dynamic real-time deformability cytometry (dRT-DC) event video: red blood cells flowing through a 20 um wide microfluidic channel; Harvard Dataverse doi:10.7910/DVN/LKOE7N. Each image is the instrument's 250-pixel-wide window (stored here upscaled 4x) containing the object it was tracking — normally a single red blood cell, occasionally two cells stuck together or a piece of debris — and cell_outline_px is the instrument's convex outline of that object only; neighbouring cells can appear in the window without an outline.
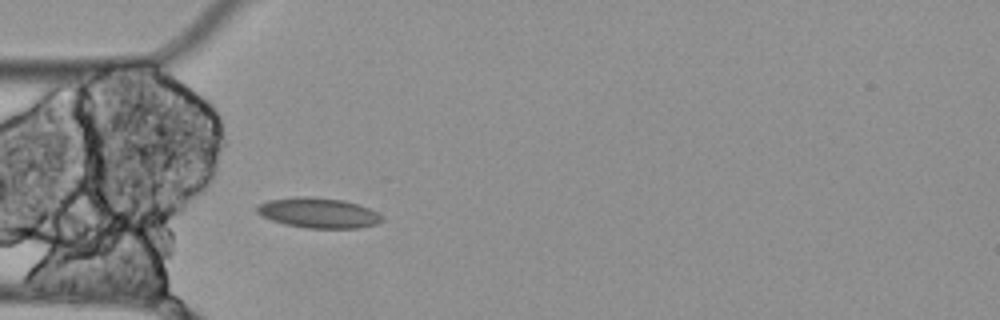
{"species": "Egyptian fruit bat (a non-hibernating species)", "species_latin": "Rousettus aegyptiacus", "temperature_condition": "cold", "stored_images_in_passage": 5, "camera_frame_rate_fps": 3000, "um_per_image_px": 0.085, "animal": {"sex": "female"}, "frame": {"image": 1, "passage_image": 5, "time_ms": 1.333, "image_size_px": [1000, 320], "cell_outline_px": [[384, 220], [376, 224], [360, 228], [308, 228], [284, 224], [272, 220], [256, 212], [256, 208], [260, 204], [268, 200], [296, 196], [308, 196], [344, 200], [368, 208], [384, 216]], "centroid_in_image_um": [27.08, 18.09], "position_along_channel_um": 57.9, "area_um2": 21.96}}